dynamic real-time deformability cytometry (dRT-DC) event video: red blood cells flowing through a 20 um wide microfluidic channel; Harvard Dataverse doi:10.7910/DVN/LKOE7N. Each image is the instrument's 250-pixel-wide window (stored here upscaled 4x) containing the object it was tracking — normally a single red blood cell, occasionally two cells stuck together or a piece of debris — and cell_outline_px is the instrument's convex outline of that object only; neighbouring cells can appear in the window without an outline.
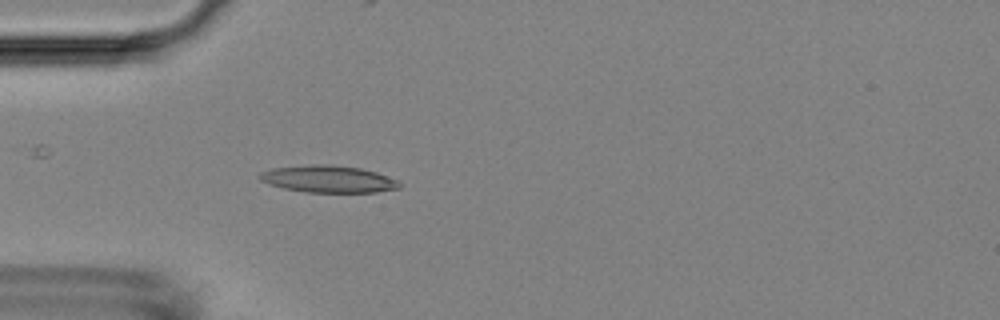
{"species": "Egyptian fruit bat (a non-hibernating species)", "species_latin": "Rousettus aegyptiacus", "temperature_condition": "room temperature", "stored_images_in_passage": 52, "camera_frame_rate_fps": 3000, "um_per_image_px": 0.085, "animal": {"sex": "female"}, "frame": {"image": 1, "passage_image": 15, "time_ms": 4.667, "image_size_px": [1000, 320], "cell_outline_px": [[400, 188], [376, 192], [304, 192], [284, 188], [268, 184], [260, 180], [256, 176], [260, 172], [272, 168], [312, 164], [328, 164], [360, 168], [376, 172], [396, 180], [400, 184]], "centroid_in_image_um": [27.85, 15.21], "position_along_channel_um": 57.2, "area_um2": 22.02}}
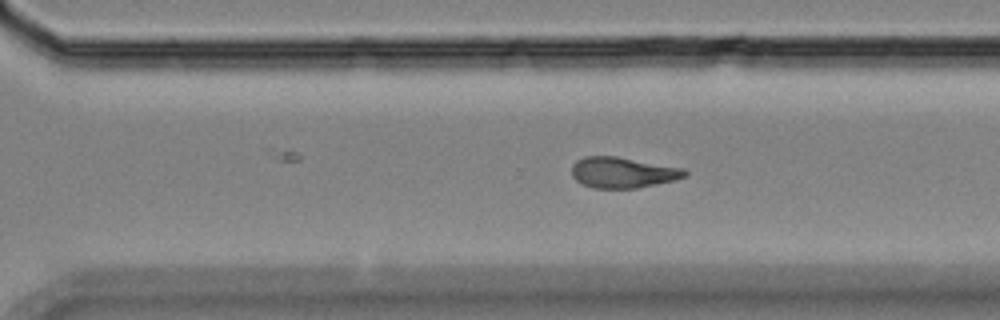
{"frame": {"image": 2, "passage_image": 36, "time_ms": 11.667, "image_size_px": [1000, 320], "cell_outline_px": [[688, 176], [676, 180], [636, 188], [592, 188], [576, 180], [572, 176], [572, 164], [576, 160], [584, 156], [616, 156], [684, 168], [688, 172]], "centroid_in_image_um": [52.95, 14.66], "position_along_channel_um": 317.6, "area_um2": 20.4}}
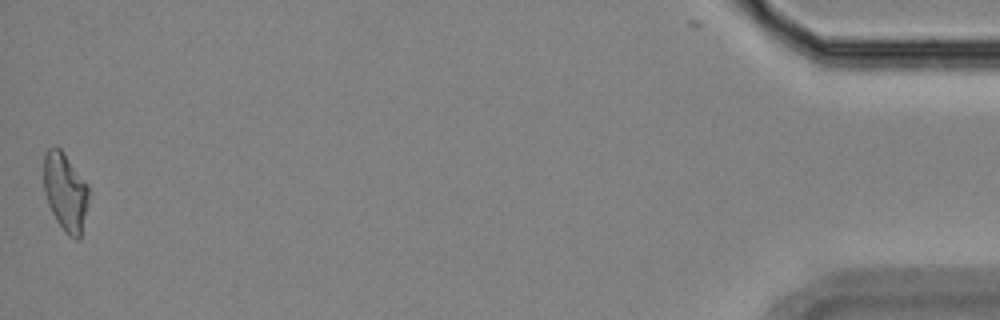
{"frame": {"image": 3, "passage_image": 52, "time_ms": 17.0, "image_size_px": [1000, 320], "cell_outline_px": [[88, 204], [80, 240], [76, 240], [68, 236], [64, 232], [56, 220], [48, 204], [44, 192], [44, 152], [52, 144], [60, 148], [88, 184]], "centroid_in_image_um": [5.55, 16.32], "position_along_channel_um": 429.7, "area_um2": 20.75}, "authors_computed_cell_mechanics": {"area_um2": 20.4034, "velocity_mm_per_s": 3.7862, "shape_relaxation_time_tau1_ms": null, "shape_relaxation_time_tau2_ms": 5.7751, "deformation_change_tau1": null, "deformation_change_tau2": 0.1643}}